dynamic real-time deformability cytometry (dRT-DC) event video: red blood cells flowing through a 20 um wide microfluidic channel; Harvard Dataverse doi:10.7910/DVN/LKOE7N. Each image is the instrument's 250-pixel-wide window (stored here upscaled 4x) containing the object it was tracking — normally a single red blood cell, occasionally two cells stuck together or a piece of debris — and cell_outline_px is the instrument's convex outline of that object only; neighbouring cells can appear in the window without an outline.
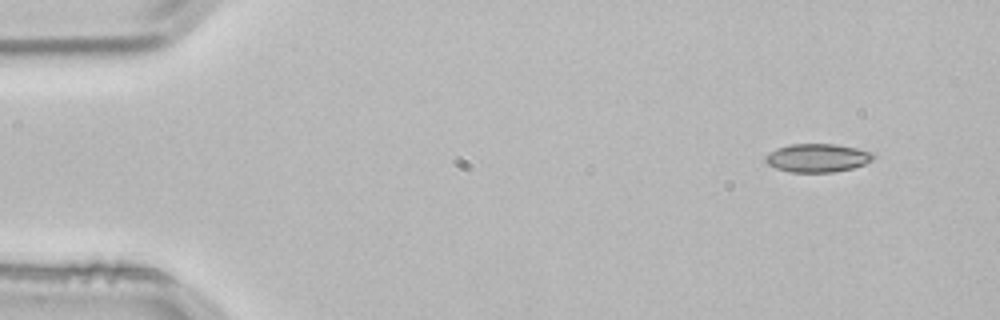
{"species": "common noctule bat (a hibernating species)", "species_latin": "Nyctalus noctula", "temperature_condition": "room temperature", "stored_images_in_passage": 3, "camera_frame_rate_fps": 3000, "um_per_image_px": 0.085, "animal": {"sex": "male", "body_mass_g": 21.5, "forearm_length_mm": 52.0}, "frame": {"image": 1, "passage_image": 1, "time_ms": 0.0, "image_size_px": [1000, 320], "cell_outline_px": [[876, 156], [872, 160], [864, 164], [852, 168], [832, 172], [788, 172], [776, 168], [768, 164], [764, 160], [764, 156], [776, 148], [792, 144], [836, 144], [876, 152]], "centroid_in_image_um": [69.5, 13.42], "position_along_channel_um": 15.5, "area_um2": 17.98}}
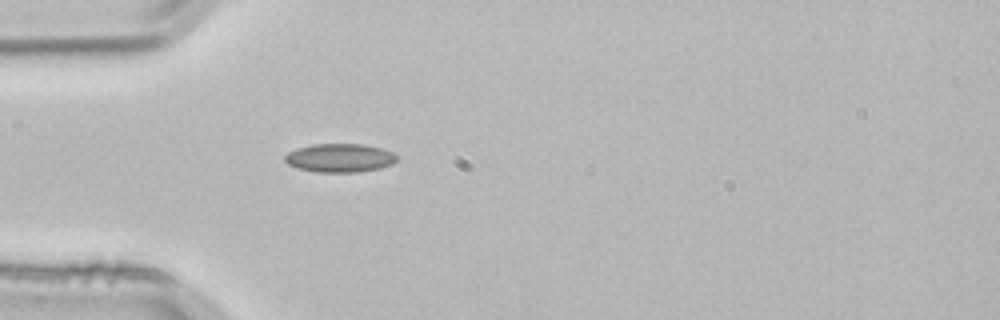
{"frame": {"image": 2, "passage_image": 3, "time_ms": 0.667, "image_size_px": [1000, 320], "cell_outline_px": [[396, 160], [392, 164], [380, 168], [360, 172], [316, 172], [296, 168], [288, 164], [284, 160], [284, 156], [288, 152], [296, 148], [312, 144], [364, 144], [380, 148], [392, 152], [396, 156]], "centroid_in_image_um": [28.84, 13.42], "position_along_channel_um": 56.2, "area_um2": 18.73}}